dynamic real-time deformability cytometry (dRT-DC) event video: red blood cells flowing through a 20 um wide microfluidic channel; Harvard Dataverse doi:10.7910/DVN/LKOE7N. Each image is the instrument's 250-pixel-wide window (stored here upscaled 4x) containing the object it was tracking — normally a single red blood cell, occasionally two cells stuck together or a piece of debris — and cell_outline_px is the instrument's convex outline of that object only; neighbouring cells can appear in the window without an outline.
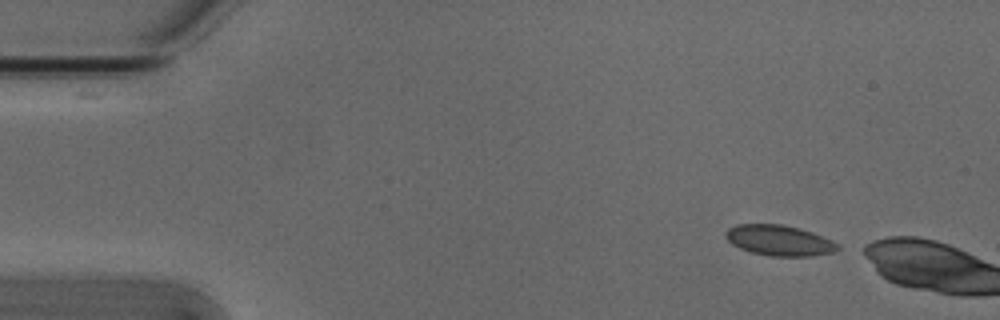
{"species": "Egyptian fruit bat (a non-hibernating species)", "species_latin": "Rousettus aegyptiacus", "temperature_condition": "cold", "stored_images_in_passage": 4, "camera_frame_rate_fps": 3000, "um_per_image_px": 0.085, "animal": {"sex": "male"}, "frame": {"image": 1, "passage_image": 1, "time_ms": 0.0, "image_size_px": [1000, 320], "cell_outline_px": [[840, 248], [832, 252], [812, 256], [772, 256], [752, 252], [740, 248], [732, 244], [724, 236], [724, 232], [728, 228], [736, 224], [780, 224], [800, 228], [812, 232], [832, 240], [840, 244]], "centroid_in_image_um": [66.23, 20.42], "position_along_channel_um": 18.8, "area_um2": 20.0}}